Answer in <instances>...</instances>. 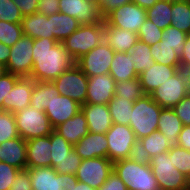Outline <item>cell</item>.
<instances>
[{
  "mask_svg": "<svg viewBox=\"0 0 190 190\" xmlns=\"http://www.w3.org/2000/svg\"><path fill=\"white\" fill-rule=\"evenodd\" d=\"M137 35L139 40L151 46L162 40L163 30L156 26L153 22L146 19L140 27Z\"/></svg>",
  "mask_w": 190,
  "mask_h": 190,
  "instance_id": "43",
  "label": "cell"
},
{
  "mask_svg": "<svg viewBox=\"0 0 190 190\" xmlns=\"http://www.w3.org/2000/svg\"><path fill=\"white\" fill-rule=\"evenodd\" d=\"M131 3V0H108V2L101 8L102 14L105 16L112 9Z\"/></svg>",
  "mask_w": 190,
  "mask_h": 190,
  "instance_id": "55",
  "label": "cell"
},
{
  "mask_svg": "<svg viewBox=\"0 0 190 190\" xmlns=\"http://www.w3.org/2000/svg\"><path fill=\"white\" fill-rule=\"evenodd\" d=\"M187 36V33L180 31L171 25L163 30L162 40L159 44L162 46L172 47L178 57L181 58L183 54L184 42L186 41Z\"/></svg>",
  "mask_w": 190,
  "mask_h": 190,
  "instance_id": "37",
  "label": "cell"
},
{
  "mask_svg": "<svg viewBox=\"0 0 190 190\" xmlns=\"http://www.w3.org/2000/svg\"><path fill=\"white\" fill-rule=\"evenodd\" d=\"M23 15L13 0H0V21L21 23Z\"/></svg>",
  "mask_w": 190,
  "mask_h": 190,
  "instance_id": "44",
  "label": "cell"
},
{
  "mask_svg": "<svg viewBox=\"0 0 190 190\" xmlns=\"http://www.w3.org/2000/svg\"><path fill=\"white\" fill-rule=\"evenodd\" d=\"M59 10L77 19L80 25L104 22L102 9L91 0H59Z\"/></svg>",
  "mask_w": 190,
  "mask_h": 190,
  "instance_id": "15",
  "label": "cell"
},
{
  "mask_svg": "<svg viewBox=\"0 0 190 190\" xmlns=\"http://www.w3.org/2000/svg\"><path fill=\"white\" fill-rule=\"evenodd\" d=\"M50 19V39L62 42L80 27L74 17L67 14L57 13L47 16Z\"/></svg>",
  "mask_w": 190,
  "mask_h": 190,
  "instance_id": "27",
  "label": "cell"
},
{
  "mask_svg": "<svg viewBox=\"0 0 190 190\" xmlns=\"http://www.w3.org/2000/svg\"><path fill=\"white\" fill-rule=\"evenodd\" d=\"M72 149L73 145L53 130L51 133V167L53 168L58 162L63 161Z\"/></svg>",
  "mask_w": 190,
  "mask_h": 190,
  "instance_id": "38",
  "label": "cell"
},
{
  "mask_svg": "<svg viewBox=\"0 0 190 190\" xmlns=\"http://www.w3.org/2000/svg\"><path fill=\"white\" fill-rule=\"evenodd\" d=\"M82 159L80 156L72 149L67 157L58 162L53 168L58 174H72L76 175L78 168L80 167Z\"/></svg>",
  "mask_w": 190,
  "mask_h": 190,
  "instance_id": "45",
  "label": "cell"
},
{
  "mask_svg": "<svg viewBox=\"0 0 190 190\" xmlns=\"http://www.w3.org/2000/svg\"><path fill=\"white\" fill-rule=\"evenodd\" d=\"M115 84L114 78L109 73L88 77L85 103L107 104L114 97Z\"/></svg>",
  "mask_w": 190,
  "mask_h": 190,
  "instance_id": "17",
  "label": "cell"
},
{
  "mask_svg": "<svg viewBox=\"0 0 190 190\" xmlns=\"http://www.w3.org/2000/svg\"><path fill=\"white\" fill-rule=\"evenodd\" d=\"M181 69L190 72V34L184 42L183 54L180 58Z\"/></svg>",
  "mask_w": 190,
  "mask_h": 190,
  "instance_id": "53",
  "label": "cell"
},
{
  "mask_svg": "<svg viewBox=\"0 0 190 190\" xmlns=\"http://www.w3.org/2000/svg\"><path fill=\"white\" fill-rule=\"evenodd\" d=\"M172 109L180 118L183 126L190 125V93L173 106Z\"/></svg>",
  "mask_w": 190,
  "mask_h": 190,
  "instance_id": "48",
  "label": "cell"
},
{
  "mask_svg": "<svg viewBox=\"0 0 190 190\" xmlns=\"http://www.w3.org/2000/svg\"><path fill=\"white\" fill-rule=\"evenodd\" d=\"M59 94L67 96L83 105L86 102L88 77L77 64L69 70L61 73L52 81Z\"/></svg>",
  "mask_w": 190,
  "mask_h": 190,
  "instance_id": "12",
  "label": "cell"
},
{
  "mask_svg": "<svg viewBox=\"0 0 190 190\" xmlns=\"http://www.w3.org/2000/svg\"><path fill=\"white\" fill-rule=\"evenodd\" d=\"M73 190H96L90 187L88 184L77 181L76 184H73Z\"/></svg>",
  "mask_w": 190,
  "mask_h": 190,
  "instance_id": "58",
  "label": "cell"
},
{
  "mask_svg": "<svg viewBox=\"0 0 190 190\" xmlns=\"http://www.w3.org/2000/svg\"><path fill=\"white\" fill-rule=\"evenodd\" d=\"M147 19L160 29L171 26V0H158L152 7L146 9Z\"/></svg>",
  "mask_w": 190,
  "mask_h": 190,
  "instance_id": "33",
  "label": "cell"
},
{
  "mask_svg": "<svg viewBox=\"0 0 190 190\" xmlns=\"http://www.w3.org/2000/svg\"><path fill=\"white\" fill-rule=\"evenodd\" d=\"M33 46L34 39L29 36L21 38L10 47V55L5 66L6 72L16 75L20 78L30 77L33 68Z\"/></svg>",
  "mask_w": 190,
  "mask_h": 190,
  "instance_id": "9",
  "label": "cell"
},
{
  "mask_svg": "<svg viewBox=\"0 0 190 190\" xmlns=\"http://www.w3.org/2000/svg\"><path fill=\"white\" fill-rule=\"evenodd\" d=\"M19 78L20 77L8 72H5L0 77V110H3V101L5 98H8L9 92L12 90Z\"/></svg>",
  "mask_w": 190,
  "mask_h": 190,
  "instance_id": "47",
  "label": "cell"
},
{
  "mask_svg": "<svg viewBox=\"0 0 190 190\" xmlns=\"http://www.w3.org/2000/svg\"><path fill=\"white\" fill-rule=\"evenodd\" d=\"M113 172V162L109 158L97 157L81 161L76 178L79 182L99 189Z\"/></svg>",
  "mask_w": 190,
  "mask_h": 190,
  "instance_id": "14",
  "label": "cell"
},
{
  "mask_svg": "<svg viewBox=\"0 0 190 190\" xmlns=\"http://www.w3.org/2000/svg\"><path fill=\"white\" fill-rule=\"evenodd\" d=\"M19 7L23 16H28L37 12L39 0H13Z\"/></svg>",
  "mask_w": 190,
  "mask_h": 190,
  "instance_id": "52",
  "label": "cell"
},
{
  "mask_svg": "<svg viewBox=\"0 0 190 190\" xmlns=\"http://www.w3.org/2000/svg\"><path fill=\"white\" fill-rule=\"evenodd\" d=\"M37 12L47 16L59 13V0H39Z\"/></svg>",
  "mask_w": 190,
  "mask_h": 190,
  "instance_id": "50",
  "label": "cell"
},
{
  "mask_svg": "<svg viewBox=\"0 0 190 190\" xmlns=\"http://www.w3.org/2000/svg\"><path fill=\"white\" fill-rule=\"evenodd\" d=\"M181 66H166L160 63H154L149 69L138 75L143 92L150 95L158 86L167 81L174 75Z\"/></svg>",
  "mask_w": 190,
  "mask_h": 190,
  "instance_id": "22",
  "label": "cell"
},
{
  "mask_svg": "<svg viewBox=\"0 0 190 190\" xmlns=\"http://www.w3.org/2000/svg\"><path fill=\"white\" fill-rule=\"evenodd\" d=\"M92 3L98 5L100 8H102L107 2L108 0H91Z\"/></svg>",
  "mask_w": 190,
  "mask_h": 190,
  "instance_id": "59",
  "label": "cell"
},
{
  "mask_svg": "<svg viewBox=\"0 0 190 190\" xmlns=\"http://www.w3.org/2000/svg\"><path fill=\"white\" fill-rule=\"evenodd\" d=\"M146 95L143 92L141 83L138 78H133L131 80H124L121 82H116L114 96L127 98L131 102H135L137 99L142 98Z\"/></svg>",
  "mask_w": 190,
  "mask_h": 190,
  "instance_id": "36",
  "label": "cell"
},
{
  "mask_svg": "<svg viewBox=\"0 0 190 190\" xmlns=\"http://www.w3.org/2000/svg\"><path fill=\"white\" fill-rule=\"evenodd\" d=\"M146 19V9L131 2L109 11L104 16V23L105 25H112L137 34Z\"/></svg>",
  "mask_w": 190,
  "mask_h": 190,
  "instance_id": "11",
  "label": "cell"
},
{
  "mask_svg": "<svg viewBox=\"0 0 190 190\" xmlns=\"http://www.w3.org/2000/svg\"><path fill=\"white\" fill-rule=\"evenodd\" d=\"M81 110V104L59 94L56 86L52 82V100L50 105L46 107L45 114L48 116L53 129L63 124L69 118H72Z\"/></svg>",
  "mask_w": 190,
  "mask_h": 190,
  "instance_id": "16",
  "label": "cell"
},
{
  "mask_svg": "<svg viewBox=\"0 0 190 190\" xmlns=\"http://www.w3.org/2000/svg\"><path fill=\"white\" fill-rule=\"evenodd\" d=\"M30 106L39 111H45L52 100V81H34L33 90L30 98Z\"/></svg>",
  "mask_w": 190,
  "mask_h": 190,
  "instance_id": "35",
  "label": "cell"
},
{
  "mask_svg": "<svg viewBox=\"0 0 190 190\" xmlns=\"http://www.w3.org/2000/svg\"><path fill=\"white\" fill-rule=\"evenodd\" d=\"M105 134L108 142V158L112 162L137 156L138 140L128 125L113 123Z\"/></svg>",
  "mask_w": 190,
  "mask_h": 190,
  "instance_id": "6",
  "label": "cell"
},
{
  "mask_svg": "<svg viewBox=\"0 0 190 190\" xmlns=\"http://www.w3.org/2000/svg\"><path fill=\"white\" fill-rule=\"evenodd\" d=\"M33 86L34 80L31 77L19 78L9 92L8 98L4 99L3 110L15 114L29 106Z\"/></svg>",
  "mask_w": 190,
  "mask_h": 190,
  "instance_id": "18",
  "label": "cell"
},
{
  "mask_svg": "<svg viewBox=\"0 0 190 190\" xmlns=\"http://www.w3.org/2000/svg\"><path fill=\"white\" fill-rule=\"evenodd\" d=\"M10 55V47L0 42V64L6 66Z\"/></svg>",
  "mask_w": 190,
  "mask_h": 190,
  "instance_id": "56",
  "label": "cell"
},
{
  "mask_svg": "<svg viewBox=\"0 0 190 190\" xmlns=\"http://www.w3.org/2000/svg\"><path fill=\"white\" fill-rule=\"evenodd\" d=\"M132 54V62L138 74L149 69L156 61L151 55L150 46L141 40H138L130 51Z\"/></svg>",
  "mask_w": 190,
  "mask_h": 190,
  "instance_id": "34",
  "label": "cell"
},
{
  "mask_svg": "<svg viewBox=\"0 0 190 190\" xmlns=\"http://www.w3.org/2000/svg\"><path fill=\"white\" fill-rule=\"evenodd\" d=\"M138 40V35L132 31L106 25L105 41L115 52H130Z\"/></svg>",
  "mask_w": 190,
  "mask_h": 190,
  "instance_id": "26",
  "label": "cell"
},
{
  "mask_svg": "<svg viewBox=\"0 0 190 190\" xmlns=\"http://www.w3.org/2000/svg\"><path fill=\"white\" fill-rule=\"evenodd\" d=\"M19 137L14 114L0 110V144Z\"/></svg>",
  "mask_w": 190,
  "mask_h": 190,
  "instance_id": "40",
  "label": "cell"
},
{
  "mask_svg": "<svg viewBox=\"0 0 190 190\" xmlns=\"http://www.w3.org/2000/svg\"><path fill=\"white\" fill-rule=\"evenodd\" d=\"M88 123V131L94 134L106 133L112 127V119L107 104L81 105Z\"/></svg>",
  "mask_w": 190,
  "mask_h": 190,
  "instance_id": "20",
  "label": "cell"
},
{
  "mask_svg": "<svg viewBox=\"0 0 190 190\" xmlns=\"http://www.w3.org/2000/svg\"><path fill=\"white\" fill-rule=\"evenodd\" d=\"M23 36L21 23L0 21V42L13 46Z\"/></svg>",
  "mask_w": 190,
  "mask_h": 190,
  "instance_id": "42",
  "label": "cell"
},
{
  "mask_svg": "<svg viewBox=\"0 0 190 190\" xmlns=\"http://www.w3.org/2000/svg\"><path fill=\"white\" fill-rule=\"evenodd\" d=\"M105 37V23H94L90 25H80V27L63 40L62 43L65 50L77 61L100 43L105 42Z\"/></svg>",
  "mask_w": 190,
  "mask_h": 190,
  "instance_id": "3",
  "label": "cell"
},
{
  "mask_svg": "<svg viewBox=\"0 0 190 190\" xmlns=\"http://www.w3.org/2000/svg\"><path fill=\"white\" fill-rule=\"evenodd\" d=\"M9 190H33L29 171L27 169L20 170L17 173Z\"/></svg>",
  "mask_w": 190,
  "mask_h": 190,
  "instance_id": "49",
  "label": "cell"
},
{
  "mask_svg": "<svg viewBox=\"0 0 190 190\" xmlns=\"http://www.w3.org/2000/svg\"><path fill=\"white\" fill-rule=\"evenodd\" d=\"M27 168L51 167V134L26 141Z\"/></svg>",
  "mask_w": 190,
  "mask_h": 190,
  "instance_id": "21",
  "label": "cell"
},
{
  "mask_svg": "<svg viewBox=\"0 0 190 190\" xmlns=\"http://www.w3.org/2000/svg\"><path fill=\"white\" fill-rule=\"evenodd\" d=\"M33 190H73L76 175L58 174L52 167L26 168Z\"/></svg>",
  "mask_w": 190,
  "mask_h": 190,
  "instance_id": "10",
  "label": "cell"
},
{
  "mask_svg": "<svg viewBox=\"0 0 190 190\" xmlns=\"http://www.w3.org/2000/svg\"><path fill=\"white\" fill-rule=\"evenodd\" d=\"M176 145L190 151V125L182 127Z\"/></svg>",
  "mask_w": 190,
  "mask_h": 190,
  "instance_id": "54",
  "label": "cell"
},
{
  "mask_svg": "<svg viewBox=\"0 0 190 190\" xmlns=\"http://www.w3.org/2000/svg\"><path fill=\"white\" fill-rule=\"evenodd\" d=\"M109 74L115 82L138 78L130 52H115Z\"/></svg>",
  "mask_w": 190,
  "mask_h": 190,
  "instance_id": "28",
  "label": "cell"
},
{
  "mask_svg": "<svg viewBox=\"0 0 190 190\" xmlns=\"http://www.w3.org/2000/svg\"><path fill=\"white\" fill-rule=\"evenodd\" d=\"M157 1L158 0H131L132 3L144 9L152 7Z\"/></svg>",
  "mask_w": 190,
  "mask_h": 190,
  "instance_id": "57",
  "label": "cell"
},
{
  "mask_svg": "<svg viewBox=\"0 0 190 190\" xmlns=\"http://www.w3.org/2000/svg\"><path fill=\"white\" fill-rule=\"evenodd\" d=\"M6 72V68L4 65L0 64V77Z\"/></svg>",
  "mask_w": 190,
  "mask_h": 190,
  "instance_id": "60",
  "label": "cell"
},
{
  "mask_svg": "<svg viewBox=\"0 0 190 190\" xmlns=\"http://www.w3.org/2000/svg\"><path fill=\"white\" fill-rule=\"evenodd\" d=\"M113 171L128 190H159L149 162L138 156L113 162Z\"/></svg>",
  "mask_w": 190,
  "mask_h": 190,
  "instance_id": "2",
  "label": "cell"
},
{
  "mask_svg": "<svg viewBox=\"0 0 190 190\" xmlns=\"http://www.w3.org/2000/svg\"><path fill=\"white\" fill-rule=\"evenodd\" d=\"M168 154L175 167L190 180V151L173 145Z\"/></svg>",
  "mask_w": 190,
  "mask_h": 190,
  "instance_id": "41",
  "label": "cell"
},
{
  "mask_svg": "<svg viewBox=\"0 0 190 190\" xmlns=\"http://www.w3.org/2000/svg\"><path fill=\"white\" fill-rule=\"evenodd\" d=\"M153 59L160 64L166 66H181L180 58L172 47L162 46L155 43L150 46Z\"/></svg>",
  "mask_w": 190,
  "mask_h": 190,
  "instance_id": "39",
  "label": "cell"
},
{
  "mask_svg": "<svg viewBox=\"0 0 190 190\" xmlns=\"http://www.w3.org/2000/svg\"><path fill=\"white\" fill-rule=\"evenodd\" d=\"M162 107L150 95H144L133 103L129 127L137 140L146 137L158 129Z\"/></svg>",
  "mask_w": 190,
  "mask_h": 190,
  "instance_id": "4",
  "label": "cell"
},
{
  "mask_svg": "<svg viewBox=\"0 0 190 190\" xmlns=\"http://www.w3.org/2000/svg\"><path fill=\"white\" fill-rule=\"evenodd\" d=\"M133 103L127 98L116 97L107 103L111 115L112 123L120 125L130 124Z\"/></svg>",
  "mask_w": 190,
  "mask_h": 190,
  "instance_id": "32",
  "label": "cell"
},
{
  "mask_svg": "<svg viewBox=\"0 0 190 190\" xmlns=\"http://www.w3.org/2000/svg\"><path fill=\"white\" fill-rule=\"evenodd\" d=\"M19 136L31 140L48 136L54 130L45 111H39L30 105L14 114Z\"/></svg>",
  "mask_w": 190,
  "mask_h": 190,
  "instance_id": "8",
  "label": "cell"
},
{
  "mask_svg": "<svg viewBox=\"0 0 190 190\" xmlns=\"http://www.w3.org/2000/svg\"><path fill=\"white\" fill-rule=\"evenodd\" d=\"M0 161L7 163L19 170L27 168L26 140L20 136L0 144Z\"/></svg>",
  "mask_w": 190,
  "mask_h": 190,
  "instance_id": "23",
  "label": "cell"
},
{
  "mask_svg": "<svg viewBox=\"0 0 190 190\" xmlns=\"http://www.w3.org/2000/svg\"><path fill=\"white\" fill-rule=\"evenodd\" d=\"M172 146L169 139L156 130L138 140L137 156L148 161L153 156L169 151Z\"/></svg>",
  "mask_w": 190,
  "mask_h": 190,
  "instance_id": "24",
  "label": "cell"
},
{
  "mask_svg": "<svg viewBox=\"0 0 190 190\" xmlns=\"http://www.w3.org/2000/svg\"><path fill=\"white\" fill-rule=\"evenodd\" d=\"M33 68L30 77L38 82H50L76 65L62 42L50 38L34 39Z\"/></svg>",
  "mask_w": 190,
  "mask_h": 190,
  "instance_id": "1",
  "label": "cell"
},
{
  "mask_svg": "<svg viewBox=\"0 0 190 190\" xmlns=\"http://www.w3.org/2000/svg\"><path fill=\"white\" fill-rule=\"evenodd\" d=\"M73 149L82 160L94 159L97 157L108 158V142L105 133L88 132L81 138Z\"/></svg>",
  "mask_w": 190,
  "mask_h": 190,
  "instance_id": "19",
  "label": "cell"
},
{
  "mask_svg": "<svg viewBox=\"0 0 190 190\" xmlns=\"http://www.w3.org/2000/svg\"><path fill=\"white\" fill-rule=\"evenodd\" d=\"M97 190H128L123 181L113 171L105 183Z\"/></svg>",
  "mask_w": 190,
  "mask_h": 190,
  "instance_id": "51",
  "label": "cell"
},
{
  "mask_svg": "<svg viewBox=\"0 0 190 190\" xmlns=\"http://www.w3.org/2000/svg\"><path fill=\"white\" fill-rule=\"evenodd\" d=\"M171 25L190 34V0H171Z\"/></svg>",
  "mask_w": 190,
  "mask_h": 190,
  "instance_id": "31",
  "label": "cell"
},
{
  "mask_svg": "<svg viewBox=\"0 0 190 190\" xmlns=\"http://www.w3.org/2000/svg\"><path fill=\"white\" fill-rule=\"evenodd\" d=\"M155 175L159 190H187L190 180L174 165L168 151L153 156L148 160Z\"/></svg>",
  "mask_w": 190,
  "mask_h": 190,
  "instance_id": "5",
  "label": "cell"
},
{
  "mask_svg": "<svg viewBox=\"0 0 190 190\" xmlns=\"http://www.w3.org/2000/svg\"><path fill=\"white\" fill-rule=\"evenodd\" d=\"M19 171V169L0 161V190H9Z\"/></svg>",
  "mask_w": 190,
  "mask_h": 190,
  "instance_id": "46",
  "label": "cell"
},
{
  "mask_svg": "<svg viewBox=\"0 0 190 190\" xmlns=\"http://www.w3.org/2000/svg\"><path fill=\"white\" fill-rule=\"evenodd\" d=\"M183 124L172 108H162L159 115L158 131L163 133L172 145L178 142Z\"/></svg>",
  "mask_w": 190,
  "mask_h": 190,
  "instance_id": "30",
  "label": "cell"
},
{
  "mask_svg": "<svg viewBox=\"0 0 190 190\" xmlns=\"http://www.w3.org/2000/svg\"><path fill=\"white\" fill-rule=\"evenodd\" d=\"M21 26L25 36L33 39L50 38V19L47 15L36 12L23 16Z\"/></svg>",
  "mask_w": 190,
  "mask_h": 190,
  "instance_id": "29",
  "label": "cell"
},
{
  "mask_svg": "<svg viewBox=\"0 0 190 190\" xmlns=\"http://www.w3.org/2000/svg\"><path fill=\"white\" fill-rule=\"evenodd\" d=\"M114 54L115 51L105 41L79 58L76 64L87 77L104 75L110 72Z\"/></svg>",
  "mask_w": 190,
  "mask_h": 190,
  "instance_id": "13",
  "label": "cell"
},
{
  "mask_svg": "<svg viewBox=\"0 0 190 190\" xmlns=\"http://www.w3.org/2000/svg\"><path fill=\"white\" fill-rule=\"evenodd\" d=\"M72 145L88 134V123L85 114L80 110L72 118H69L63 124L54 129Z\"/></svg>",
  "mask_w": 190,
  "mask_h": 190,
  "instance_id": "25",
  "label": "cell"
},
{
  "mask_svg": "<svg viewBox=\"0 0 190 190\" xmlns=\"http://www.w3.org/2000/svg\"><path fill=\"white\" fill-rule=\"evenodd\" d=\"M190 93V74L179 69L167 81L151 92V98L162 108H173Z\"/></svg>",
  "mask_w": 190,
  "mask_h": 190,
  "instance_id": "7",
  "label": "cell"
}]
</instances>
